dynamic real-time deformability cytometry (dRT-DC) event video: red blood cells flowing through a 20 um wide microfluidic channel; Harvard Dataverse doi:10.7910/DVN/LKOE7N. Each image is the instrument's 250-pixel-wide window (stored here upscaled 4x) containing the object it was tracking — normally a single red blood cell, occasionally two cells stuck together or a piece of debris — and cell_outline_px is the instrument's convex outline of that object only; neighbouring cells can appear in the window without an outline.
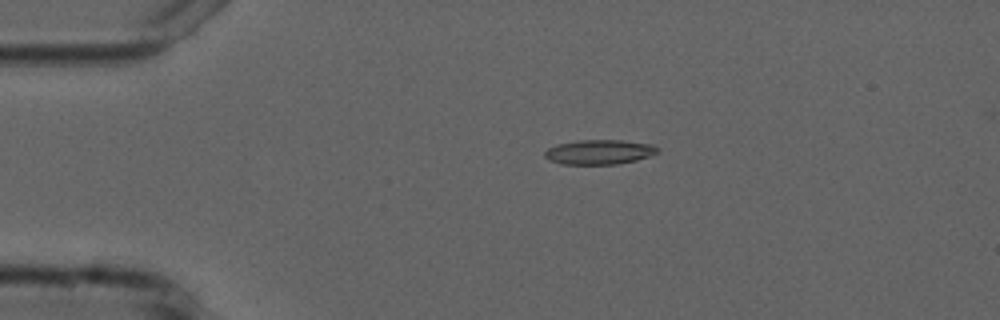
{"species": "common noctule bat (a hibernating species)", "species_latin": "Nyctalus noctula", "temperature_condition": "cold", "stored_images_in_passage": 5, "camera_frame_rate_fps": 3000, "um_per_image_px": 0.085, "animal": {"sex": "male", "forearm_length_mm": 52.5}, "frame": {"image": 1, "passage_image": 4, "time_ms": 3.667, "image_size_px": [1000, 320], "cell_outline_px": [[660, 152], [636, 160], [620, 164], [560, 164], [548, 160], [544, 156], [544, 152], [548, 148], [556, 144], [580, 140], [620, 140], [656, 144], [660, 148]], "centroid_in_image_um": [50.97, 12.92], "position_along_channel_um": 34.0, "area_um2": 16.47}}